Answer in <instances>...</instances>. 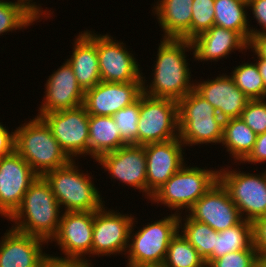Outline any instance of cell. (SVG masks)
Listing matches in <instances>:
<instances>
[{
  "instance_id": "31",
  "label": "cell",
  "mask_w": 266,
  "mask_h": 267,
  "mask_svg": "<svg viewBox=\"0 0 266 267\" xmlns=\"http://www.w3.org/2000/svg\"><path fill=\"white\" fill-rule=\"evenodd\" d=\"M163 267H207L198 251L178 231L171 239Z\"/></svg>"
},
{
  "instance_id": "39",
  "label": "cell",
  "mask_w": 266,
  "mask_h": 267,
  "mask_svg": "<svg viewBox=\"0 0 266 267\" xmlns=\"http://www.w3.org/2000/svg\"><path fill=\"white\" fill-rule=\"evenodd\" d=\"M39 267H93L91 261L47 254Z\"/></svg>"
},
{
  "instance_id": "21",
  "label": "cell",
  "mask_w": 266,
  "mask_h": 267,
  "mask_svg": "<svg viewBox=\"0 0 266 267\" xmlns=\"http://www.w3.org/2000/svg\"><path fill=\"white\" fill-rule=\"evenodd\" d=\"M45 243L40 237L7 229L0 240V267H39L48 254L43 253Z\"/></svg>"
},
{
  "instance_id": "24",
  "label": "cell",
  "mask_w": 266,
  "mask_h": 267,
  "mask_svg": "<svg viewBox=\"0 0 266 267\" xmlns=\"http://www.w3.org/2000/svg\"><path fill=\"white\" fill-rule=\"evenodd\" d=\"M192 3L193 0H158L154 3L152 12L164 32L163 38L191 41Z\"/></svg>"
},
{
  "instance_id": "4",
  "label": "cell",
  "mask_w": 266,
  "mask_h": 267,
  "mask_svg": "<svg viewBox=\"0 0 266 267\" xmlns=\"http://www.w3.org/2000/svg\"><path fill=\"white\" fill-rule=\"evenodd\" d=\"M80 171L83 170L78 168L75 160H71L42 176L64 212H94L105 205L88 170L87 173Z\"/></svg>"
},
{
  "instance_id": "3",
  "label": "cell",
  "mask_w": 266,
  "mask_h": 267,
  "mask_svg": "<svg viewBox=\"0 0 266 267\" xmlns=\"http://www.w3.org/2000/svg\"><path fill=\"white\" fill-rule=\"evenodd\" d=\"M14 131L15 151L38 176L42 177L71 161L41 117L35 116Z\"/></svg>"
},
{
  "instance_id": "25",
  "label": "cell",
  "mask_w": 266,
  "mask_h": 267,
  "mask_svg": "<svg viewBox=\"0 0 266 267\" xmlns=\"http://www.w3.org/2000/svg\"><path fill=\"white\" fill-rule=\"evenodd\" d=\"M126 146L112 116L89 115L88 155L97 160L105 153Z\"/></svg>"
},
{
  "instance_id": "18",
  "label": "cell",
  "mask_w": 266,
  "mask_h": 267,
  "mask_svg": "<svg viewBox=\"0 0 266 267\" xmlns=\"http://www.w3.org/2000/svg\"><path fill=\"white\" fill-rule=\"evenodd\" d=\"M94 212H62L57 234L51 239L65 258L89 261L92 248ZM86 258V259H85Z\"/></svg>"
},
{
  "instance_id": "33",
  "label": "cell",
  "mask_w": 266,
  "mask_h": 267,
  "mask_svg": "<svg viewBox=\"0 0 266 267\" xmlns=\"http://www.w3.org/2000/svg\"><path fill=\"white\" fill-rule=\"evenodd\" d=\"M120 130L121 140L126 145H138V121L140 117V97L137 101L112 115Z\"/></svg>"
},
{
  "instance_id": "32",
  "label": "cell",
  "mask_w": 266,
  "mask_h": 267,
  "mask_svg": "<svg viewBox=\"0 0 266 267\" xmlns=\"http://www.w3.org/2000/svg\"><path fill=\"white\" fill-rule=\"evenodd\" d=\"M235 85L250 99H266V87L254 62L242 63L230 73Z\"/></svg>"
},
{
  "instance_id": "35",
  "label": "cell",
  "mask_w": 266,
  "mask_h": 267,
  "mask_svg": "<svg viewBox=\"0 0 266 267\" xmlns=\"http://www.w3.org/2000/svg\"><path fill=\"white\" fill-rule=\"evenodd\" d=\"M240 119H242L256 135L266 132L265 99L249 100L240 115Z\"/></svg>"
},
{
  "instance_id": "36",
  "label": "cell",
  "mask_w": 266,
  "mask_h": 267,
  "mask_svg": "<svg viewBox=\"0 0 266 267\" xmlns=\"http://www.w3.org/2000/svg\"><path fill=\"white\" fill-rule=\"evenodd\" d=\"M260 262L256 249H243L215 259L207 267H260Z\"/></svg>"
},
{
  "instance_id": "2",
  "label": "cell",
  "mask_w": 266,
  "mask_h": 267,
  "mask_svg": "<svg viewBox=\"0 0 266 267\" xmlns=\"http://www.w3.org/2000/svg\"><path fill=\"white\" fill-rule=\"evenodd\" d=\"M61 207L46 180L39 176L28 188L20 206L7 219L12 228L48 243L57 234Z\"/></svg>"
},
{
  "instance_id": "10",
  "label": "cell",
  "mask_w": 266,
  "mask_h": 267,
  "mask_svg": "<svg viewBox=\"0 0 266 267\" xmlns=\"http://www.w3.org/2000/svg\"><path fill=\"white\" fill-rule=\"evenodd\" d=\"M40 117L71 160L81 155L84 157L88 155L89 114L83 105L73 109L45 113Z\"/></svg>"
},
{
  "instance_id": "7",
  "label": "cell",
  "mask_w": 266,
  "mask_h": 267,
  "mask_svg": "<svg viewBox=\"0 0 266 267\" xmlns=\"http://www.w3.org/2000/svg\"><path fill=\"white\" fill-rule=\"evenodd\" d=\"M186 165L152 195V203H160L180 215L184 209L186 213L218 181L216 168L213 171L212 168Z\"/></svg>"
},
{
  "instance_id": "22",
  "label": "cell",
  "mask_w": 266,
  "mask_h": 267,
  "mask_svg": "<svg viewBox=\"0 0 266 267\" xmlns=\"http://www.w3.org/2000/svg\"><path fill=\"white\" fill-rule=\"evenodd\" d=\"M193 59L196 61H217L229 57V54L248 49V42L236 31L213 25L208 31L192 40Z\"/></svg>"
},
{
  "instance_id": "16",
  "label": "cell",
  "mask_w": 266,
  "mask_h": 267,
  "mask_svg": "<svg viewBox=\"0 0 266 267\" xmlns=\"http://www.w3.org/2000/svg\"><path fill=\"white\" fill-rule=\"evenodd\" d=\"M193 219L217 232L239 224L243 219L226 188L218 180L188 211Z\"/></svg>"
},
{
  "instance_id": "37",
  "label": "cell",
  "mask_w": 266,
  "mask_h": 267,
  "mask_svg": "<svg viewBox=\"0 0 266 267\" xmlns=\"http://www.w3.org/2000/svg\"><path fill=\"white\" fill-rule=\"evenodd\" d=\"M252 224L254 247L260 260H266V216L258 218Z\"/></svg>"
},
{
  "instance_id": "19",
  "label": "cell",
  "mask_w": 266,
  "mask_h": 267,
  "mask_svg": "<svg viewBox=\"0 0 266 267\" xmlns=\"http://www.w3.org/2000/svg\"><path fill=\"white\" fill-rule=\"evenodd\" d=\"M45 95L38 117L45 113L73 109L83 105L85 92L79 86L70 64L65 61L61 67L48 77Z\"/></svg>"
},
{
  "instance_id": "13",
  "label": "cell",
  "mask_w": 266,
  "mask_h": 267,
  "mask_svg": "<svg viewBox=\"0 0 266 267\" xmlns=\"http://www.w3.org/2000/svg\"><path fill=\"white\" fill-rule=\"evenodd\" d=\"M111 35L97 34V53L100 78L104 82L127 83L143 81L138 61L126 44ZM131 52V53H130Z\"/></svg>"
},
{
  "instance_id": "9",
  "label": "cell",
  "mask_w": 266,
  "mask_h": 267,
  "mask_svg": "<svg viewBox=\"0 0 266 267\" xmlns=\"http://www.w3.org/2000/svg\"><path fill=\"white\" fill-rule=\"evenodd\" d=\"M179 137L178 105L171 99L140 96L138 145L164 142Z\"/></svg>"
},
{
  "instance_id": "27",
  "label": "cell",
  "mask_w": 266,
  "mask_h": 267,
  "mask_svg": "<svg viewBox=\"0 0 266 267\" xmlns=\"http://www.w3.org/2000/svg\"><path fill=\"white\" fill-rule=\"evenodd\" d=\"M247 9V0H215L214 25L236 31L249 42L250 21Z\"/></svg>"
},
{
  "instance_id": "46",
  "label": "cell",
  "mask_w": 266,
  "mask_h": 267,
  "mask_svg": "<svg viewBox=\"0 0 266 267\" xmlns=\"http://www.w3.org/2000/svg\"><path fill=\"white\" fill-rule=\"evenodd\" d=\"M142 267H163V266L161 265V266H142Z\"/></svg>"
},
{
  "instance_id": "38",
  "label": "cell",
  "mask_w": 266,
  "mask_h": 267,
  "mask_svg": "<svg viewBox=\"0 0 266 267\" xmlns=\"http://www.w3.org/2000/svg\"><path fill=\"white\" fill-rule=\"evenodd\" d=\"M248 10L252 11L254 19L257 24L262 28L257 30L255 28L250 29V38L254 35L266 32V0H247Z\"/></svg>"
},
{
  "instance_id": "43",
  "label": "cell",
  "mask_w": 266,
  "mask_h": 267,
  "mask_svg": "<svg viewBox=\"0 0 266 267\" xmlns=\"http://www.w3.org/2000/svg\"><path fill=\"white\" fill-rule=\"evenodd\" d=\"M27 2V4L42 18L43 16L48 19L51 17V14L53 15L54 11L51 12L48 11V10H44L43 11V8L41 7V5L36 2H33V0H25ZM50 16V17H49Z\"/></svg>"
},
{
  "instance_id": "44",
  "label": "cell",
  "mask_w": 266,
  "mask_h": 267,
  "mask_svg": "<svg viewBox=\"0 0 266 267\" xmlns=\"http://www.w3.org/2000/svg\"><path fill=\"white\" fill-rule=\"evenodd\" d=\"M256 58L252 57V59H255V61H256V64H257L258 69H259V73L262 76L263 83H264V85L266 87V59L259 58L257 56H256Z\"/></svg>"
},
{
  "instance_id": "20",
  "label": "cell",
  "mask_w": 266,
  "mask_h": 267,
  "mask_svg": "<svg viewBox=\"0 0 266 267\" xmlns=\"http://www.w3.org/2000/svg\"><path fill=\"white\" fill-rule=\"evenodd\" d=\"M196 82L194 89L216 109L223 120L239 118L250 100L226 73L212 80Z\"/></svg>"
},
{
  "instance_id": "29",
  "label": "cell",
  "mask_w": 266,
  "mask_h": 267,
  "mask_svg": "<svg viewBox=\"0 0 266 267\" xmlns=\"http://www.w3.org/2000/svg\"><path fill=\"white\" fill-rule=\"evenodd\" d=\"M183 218L180 214L179 232L198 251L208 266L213 261L215 230L206 223L191 219L187 213Z\"/></svg>"
},
{
  "instance_id": "12",
  "label": "cell",
  "mask_w": 266,
  "mask_h": 267,
  "mask_svg": "<svg viewBox=\"0 0 266 267\" xmlns=\"http://www.w3.org/2000/svg\"><path fill=\"white\" fill-rule=\"evenodd\" d=\"M39 176L14 150L0 157V216L8 219L20 206L23 196Z\"/></svg>"
},
{
  "instance_id": "8",
  "label": "cell",
  "mask_w": 266,
  "mask_h": 267,
  "mask_svg": "<svg viewBox=\"0 0 266 267\" xmlns=\"http://www.w3.org/2000/svg\"><path fill=\"white\" fill-rule=\"evenodd\" d=\"M261 173L236 171L230 166L218 169V180L228 191L242 219L252 223L266 216V170Z\"/></svg>"
},
{
  "instance_id": "6",
  "label": "cell",
  "mask_w": 266,
  "mask_h": 267,
  "mask_svg": "<svg viewBox=\"0 0 266 267\" xmlns=\"http://www.w3.org/2000/svg\"><path fill=\"white\" fill-rule=\"evenodd\" d=\"M133 219L129 234L126 267L161 266L171 239L179 231V214H169L134 231Z\"/></svg>"
},
{
  "instance_id": "34",
  "label": "cell",
  "mask_w": 266,
  "mask_h": 267,
  "mask_svg": "<svg viewBox=\"0 0 266 267\" xmlns=\"http://www.w3.org/2000/svg\"><path fill=\"white\" fill-rule=\"evenodd\" d=\"M215 0H193L191 41L214 25Z\"/></svg>"
},
{
  "instance_id": "23",
  "label": "cell",
  "mask_w": 266,
  "mask_h": 267,
  "mask_svg": "<svg viewBox=\"0 0 266 267\" xmlns=\"http://www.w3.org/2000/svg\"><path fill=\"white\" fill-rule=\"evenodd\" d=\"M74 41L72 55L66 61L72 67L79 86L85 92L101 81L97 34L86 29L79 32Z\"/></svg>"
},
{
  "instance_id": "30",
  "label": "cell",
  "mask_w": 266,
  "mask_h": 267,
  "mask_svg": "<svg viewBox=\"0 0 266 267\" xmlns=\"http://www.w3.org/2000/svg\"><path fill=\"white\" fill-rule=\"evenodd\" d=\"M41 17L27 4L25 0H0V35L25 29Z\"/></svg>"
},
{
  "instance_id": "40",
  "label": "cell",
  "mask_w": 266,
  "mask_h": 267,
  "mask_svg": "<svg viewBox=\"0 0 266 267\" xmlns=\"http://www.w3.org/2000/svg\"><path fill=\"white\" fill-rule=\"evenodd\" d=\"M256 165L266 162V132L257 135L256 142L249 155L241 162Z\"/></svg>"
},
{
  "instance_id": "26",
  "label": "cell",
  "mask_w": 266,
  "mask_h": 267,
  "mask_svg": "<svg viewBox=\"0 0 266 267\" xmlns=\"http://www.w3.org/2000/svg\"><path fill=\"white\" fill-rule=\"evenodd\" d=\"M257 135L239 118L224 120L221 144L236 163L241 162L252 151Z\"/></svg>"
},
{
  "instance_id": "45",
  "label": "cell",
  "mask_w": 266,
  "mask_h": 267,
  "mask_svg": "<svg viewBox=\"0 0 266 267\" xmlns=\"http://www.w3.org/2000/svg\"><path fill=\"white\" fill-rule=\"evenodd\" d=\"M260 267H266V260H262L260 262Z\"/></svg>"
},
{
  "instance_id": "5",
  "label": "cell",
  "mask_w": 266,
  "mask_h": 267,
  "mask_svg": "<svg viewBox=\"0 0 266 267\" xmlns=\"http://www.w3.org/2000/svg\"><path fill=\"white\" fill-rule=\"evenodd\" d=\"M179 138L186 146L220 144L224 120L195 89L177 102Z\"/></svg>"
},
{
  "instance_id": "11",
  "label": "cell",
  "mask_w": 266,
  "mask_h": 267,
  "mask_svg": "<svg viewBox=\"0 0 266 267\" xmlns=\"http://www.w3.org/2000/svg\"><path fill=\"white\" fill-rule=\"evenodd\" d=\"M94 211L91 256L126 254L134 215L122 214L104 207ZM124 252V253H123Z\"/></svg>"
},
{
  "instance_id": "14",
  "label": "cell",
  "mask_w": 266,
  "mask_h": 267,
  "mask_svg": "<svg viewBox=\"0 0 266 267\" xmlns=\"http://www.w3.org/2000/svg\"><path fill=\"white\" fill-rule=\"evenodd\" d=\"M185 145L180 138L144 145L146 156L147 199L160 189L182 166Z\"/></svg>"
},
{
  "instance_id": "17",
  "label": "cell",
  "mask_w": 266,
  "mask_h": 267,
  "mask_svg": "<svg viewBox=\"0 0 266 267\" xmlns=\"http://www.w3.org/2000/svg\"><path fill=\"white\" fill-rule=\"evenodd\" d=\"M143 81L127 83L100 81L85 91L83 106L89 115L112 116L143 94Z\"/></svg>"
},
{
  "instance_id": "28",
  "label": "cell",
  "mask_w": 266,
  "mask_h": 267,
  "mask_svg": "<svg viewBox=\"0 0 266 267\" xmlns=\"http://www.w3.org/2000/svg\"><path fill=\"white\" fill-rule=\"evenodd\" d=\"M243 249H255L253 244V224L242 220L239 224L223 231H215V247L213 248V260L230 252Z\"/></svg>"
},
{
  "instance_id": "42",
  "label": "cell",
  "mask_w": 266,
  "mask_h": 267,
  "mask_svg": "<svg viewBox=\"0 0 266 267\" xmlns=\"http://www.w3.org/2000/svg\"><path fill=\"white\" fill-rule=\"evenodd\" d=\"M248 49L257 57L266 59V32L252 36L248 42Z\"/></svg>"
},
{
  "instance_id": "1",
  "label": "cell",
  "mask_w": 266,
  "mask_h": 267,
  "mask_svg": "<svg viewBox=\"0 0 266 267\" xmlns=\"http://www.w3.org/2000/svg\"><path fill=\"white\" fill-rule=\"evenodd\" d=\"M156 64L153 66L150 84L143 80V93L149 97L171 99L176 102L194 89L186 52L193 50L192 41L161 38L157 49ZM192 79V80H191ZM193 82V83H192ZM149 85H148V84Z\"/></svg>"
},
{
  "instance_id": "41",
  "label": "cell",
  "mask_w": 266,
  "mask_h": 267,
  "mask_svg": "<svg viewBox=\"0 0 266 267\" xmlns=\"http://www.w3.org/2000/svg\"><path fill=\"white\" fill-rule=\"evenodd\" d=\"M8 127L0 122V157L9 155L15 150V131H8Z\"/></svg>"
},
{
  "instance_id": "15",
  "label": "cell",
  "mask_w": 266,
  "mask_h": 267,
  "mask_svg": "<svg viewBox=\"0 0 266 267\" xmlns=\"http://www.w3.org/2000/svg\"><path fill=\"white\" fill-rule=\"evenodd\" d=\"M96 162L108 171L111 179L141 191L147 198V165L144 146L126 145L105 153Z\"/></svg>"
}]
</instances>
